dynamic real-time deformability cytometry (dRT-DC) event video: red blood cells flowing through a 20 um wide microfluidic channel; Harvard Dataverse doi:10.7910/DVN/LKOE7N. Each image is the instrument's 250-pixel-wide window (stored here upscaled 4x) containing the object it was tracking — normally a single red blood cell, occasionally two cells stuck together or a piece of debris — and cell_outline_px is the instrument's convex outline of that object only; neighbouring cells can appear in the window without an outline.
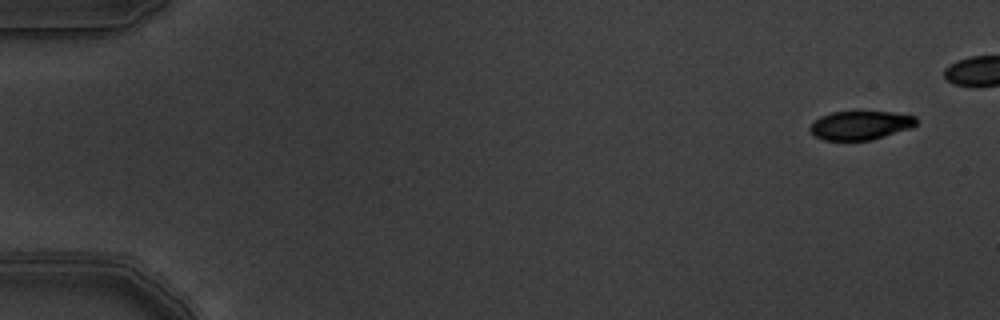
{"species": "common noctule bat (a hibernating species)", "species_latin": "Nyctalus noctula", "temperature_condition": "warm", "stored_images_in_passage": 8, "camera_frame_rate_fps": 3000, "um_per_image_px": 0.085, "animal": {"sex": "male", "body_mass_g": 19.5, "forearm_length_mm": 54.6}, "frame": {"image": 1, "passage_image": 1, "time_ms": 0.0, "image_size_px": [1000, 320], "cell_outline_px": [[916, 124], [912, 128], [872, 140], [824, 140], [816, 136], [808, 128], [820, 116], [832, 112], [892, 112], [916, 116]], "centroid_in_image_um": [73.16, 10.65], "position_along_channel_um": 11.8, "area_um2": 17.74}}